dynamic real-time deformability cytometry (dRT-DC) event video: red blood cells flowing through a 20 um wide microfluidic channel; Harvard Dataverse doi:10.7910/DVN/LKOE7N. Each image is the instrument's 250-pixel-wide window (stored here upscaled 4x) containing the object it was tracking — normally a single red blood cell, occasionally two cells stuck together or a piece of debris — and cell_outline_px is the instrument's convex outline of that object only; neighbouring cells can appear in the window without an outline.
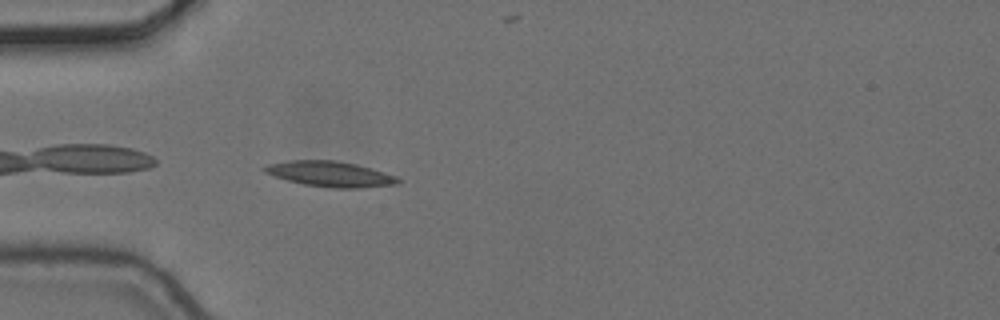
{"species": "common noctule bat (a hibernating species)", "species_latin": "Nyctalus noctula", "temperature_condition": "cold", "stored_images_in_passage": 2, "camera_frame_rate_fps": 3000, "um_per_image_px": 0.085, "animal": {"sex": "female", "body_mass_g": 24.6, "forearm_length_mm": 56.2}, "frame": {"image": 1, "passage_image": 2, "time_ms": 0.333, "image_size_px": [1000, 320], "cell_outline_px": [[400, 180], [396, 184], [360, 188], [332, 188], [304, 184], [288, 180], [264, 172], [260, 168], [268, 164], [292, 160], [332, 160], [356, 164], [384, 172], [396, 176]], "centroid_in_image_um": [28.05, 14.79], "position_along_channel_um": 56.9, "area_um2": 19.54}}